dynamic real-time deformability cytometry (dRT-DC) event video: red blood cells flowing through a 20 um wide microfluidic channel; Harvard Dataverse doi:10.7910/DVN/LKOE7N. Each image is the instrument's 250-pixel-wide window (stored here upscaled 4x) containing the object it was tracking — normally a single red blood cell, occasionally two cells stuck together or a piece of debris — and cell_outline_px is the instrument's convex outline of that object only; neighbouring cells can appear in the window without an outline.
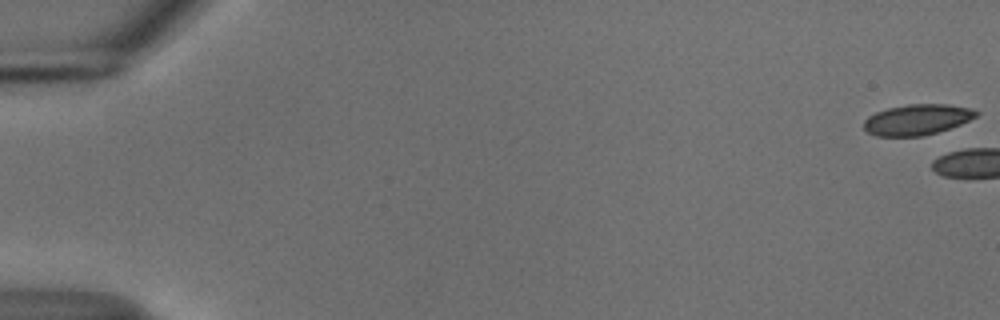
{"species": "common noctule bat (a hibernating species)", "species_latin": "Nyctalus noctula", "temperature_condition": "cold", "stored_images_in_passage": 4, "camera_frame_rate_fps": 3000, "um_per_image_px": 0.085, "animal": {"sex": "male", "body_mass_g": 18.8}, "frame": {"image": 1, "passage_image": 1, "time_ms": 0.0, "image_size_px": [1000, 320], "cell_outline_px": [[980, 112], [976, 116], [960, 124], [924, 136], [876, 136], [868, 132], [864, 128], [864, 120], [868, 116], [876, 112], [888, 108], [908, 104], [948, 104], [968, 108]], "centroid_in_image_um": [77.92, 10.16], "position_along_channel_um": 7.1, "area_um2": 19.88}}